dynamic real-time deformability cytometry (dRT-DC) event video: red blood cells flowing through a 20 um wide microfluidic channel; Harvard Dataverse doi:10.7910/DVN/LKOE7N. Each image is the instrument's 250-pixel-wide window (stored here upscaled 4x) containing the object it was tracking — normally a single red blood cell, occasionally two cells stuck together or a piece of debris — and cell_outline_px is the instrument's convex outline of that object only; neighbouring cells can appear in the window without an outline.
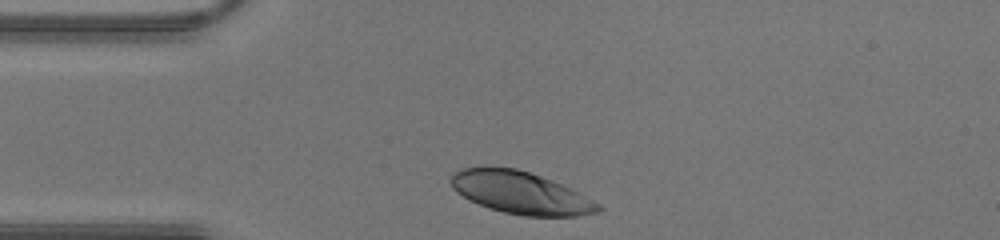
{"species": "human", "species_latin": "Homo sapiens", "temperature_condition": "warm", "stored_images_in_passage": 18, "camera_frame_rate_fps": 3000, "um_per_image_px": 0.085, "donor": {"sex": "male"}, "frame": {"image": 1, "passage_image": 1, "time_ms": 0.0, "image_size_px": [1000, 240], "cell_outline_px": [[604, 208], [600, 212], [576, 216], [524, 216], [504, 212], [488, 208], [456, 192], [452, 188], [448, 180], [460, 168], [516, 168], [552, 180], [600, 204]], "centroid_in_image_um": [44.25, 16.4], "position_along_channel_um": 40.7, "area_um2": 35.72}}
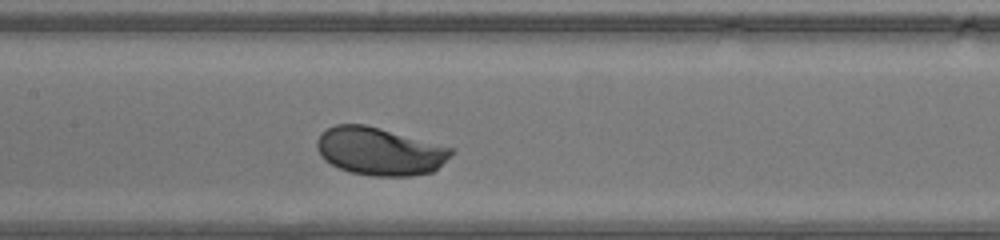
{"frame": {"image": 2, "passage_image": 11, "time_ms": 3.333, "image_size_px": [1000, 240], "cell_outline_px": [[456, 152], [452, 156], [432, 172], [412, 176], [372, 176], [352, 172], [340, 168], [324, 160], [320, 156], [316, 148], [316, 140], [328, 128], [336, 124], [364, 124], [380, 128], [456, 148]], "centroid_in_image_um": [32.31, 12.86], "position_along_channel_um": 175.1, "area_um2": 37.63}}
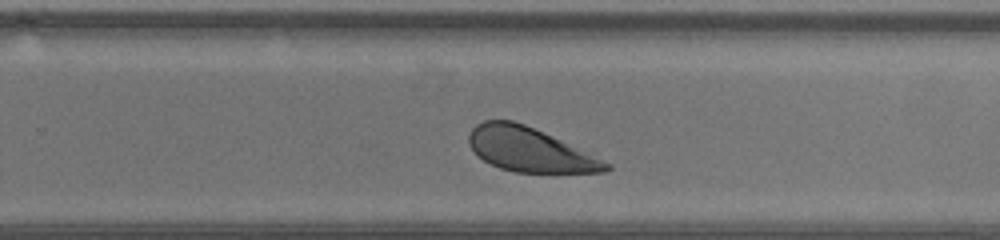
{"frame": {"image": 3, "passage_image": 18, "time_ms": 5.667, "image_size_px": [1000, 240], "cell_outline_px": [[612, 168], [608, 172], [516, 172], [500, 168], [484, 160], [468, 144], [468, 136], [472, 128], [476, 124], [484, 120], [512, 120], [524, 124], [612, 164]], "centroid_in_image_um": [45.0, 12.72], "position_along_channel_um": 284.8, "area_um2": 34.51}}